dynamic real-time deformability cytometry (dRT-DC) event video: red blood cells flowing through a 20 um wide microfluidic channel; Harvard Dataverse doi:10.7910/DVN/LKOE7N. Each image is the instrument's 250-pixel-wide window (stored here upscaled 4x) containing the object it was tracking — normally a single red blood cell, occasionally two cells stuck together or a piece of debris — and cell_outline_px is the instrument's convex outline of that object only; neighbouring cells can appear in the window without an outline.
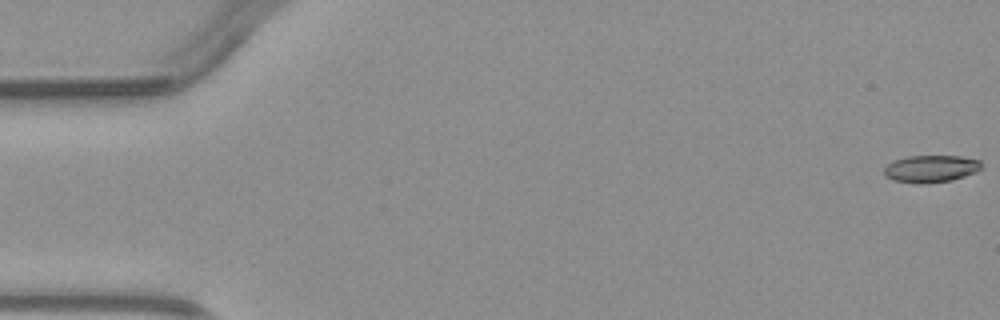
{"species": "common noctule bat (a hibernating species)", "species_latin": "Nyctalus noctula", "temperature_condition": "warm", "stored_images_in_passage": 4, "camera_frame_rate_fps": 3000, "um_per_image_px": 0.085, "animal": {"sex": "male", "body_mass_g": 23.1, "forearm_length_mm": 52.7}, "frame": {"image": 1, "passage_image": 1, "time_ms": 0.0, "image_size_px": [1000, 320], "cell_outline_px": [[980, 168], [976, 172], [952, 180], [924, 184], [920, 184], [892, 180], [884, 176], [884, 168], [888, 164], [896, 160], [908, 156], [960, 156], [980, 160]], "centroid_in_image_um": [79.1, 14.35], "position_along_channel_um": 5.9, "area_um2": 15.37}}